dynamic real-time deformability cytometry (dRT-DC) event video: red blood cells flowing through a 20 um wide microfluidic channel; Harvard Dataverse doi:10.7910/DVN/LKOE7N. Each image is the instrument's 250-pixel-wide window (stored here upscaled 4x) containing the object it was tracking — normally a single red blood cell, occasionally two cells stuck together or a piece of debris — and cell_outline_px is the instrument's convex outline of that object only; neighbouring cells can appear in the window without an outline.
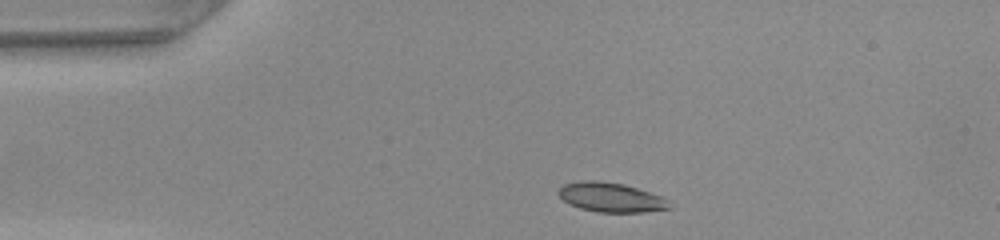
{"species": "common noctule bat (a hibernating species)", "species_latin": "Nyctalus noctula", "temperature_condition": "warm", "stored_images_in_passage": 31, "camera_frame_rate_fps": 3000, "um_per_image_px": 0.085, "animal": {"sex": "female", "body_mass_g": 22.0, "forearm_length_mm": 56.7}, "frame": {"image": 1, "passage_image": 1, "time_ms": 0.0, "image_size_px": [1000, 240], "cell_outline_px": [[672, 208], [644, 212], [596, 212], [580, 208], [564, 200], [556, 192], [564, 184], [584, 180], [600, 180], [624, 184], [660, 196], [668, 200]], "centroid_in_image_um": [51.93, 16.77], "position_along_channel_um": 33.1, "area_um2": 18.9}}
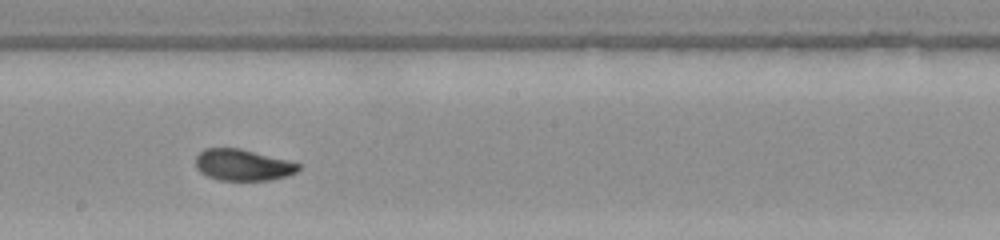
{"frame": {"image": 2, "passage_image": 18, "time_ms": 5.667, "image_size_px": [1000, 240], "cell_outline_px": [[300, 168], [296, 172], [288, 176], [272, 180], [220, 180], [208, 176], [200, 172], [196, 168], [196, 156], [204, 148], [240, 148], [288, 160], [300, 164]], "centroid_in_image_um": [20.64, 14.02], "position_along_channel_um": 227.6, "area_um2": 18.84}}
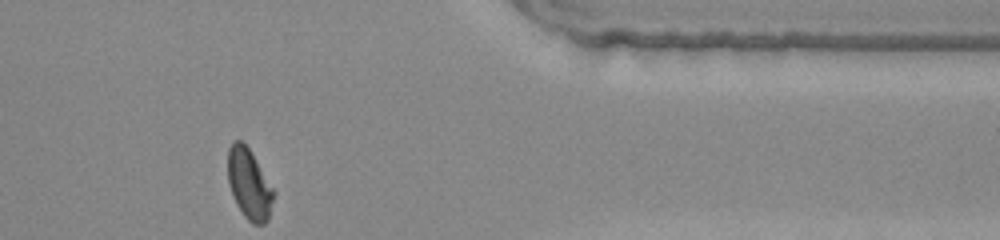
{"frame": {"image": 3, "passage_image": 31, "time_ms": 10.0, "image_size_px": [1000, 240], "cell_outline_px": [[276, 192], [268, 220], [264, 224], [252, 224], [244, 216], [236, 204], [228, 180], [228, 148], [232, 140], [240, 140], [248, 148]], "centroid_in_image_um": [21.19, 15.66], "position_along_channel_um": 390.2, "area_um2": 18.73}, "authors_computed_cell_mechanics": {"area_um2": 19.0162, "velocity_mm_per_s": 4.2521, "shape_relaxation_time_tau1_ms": 3.585, "shape_relaxation_time_tau2_ms": 1.7879, "deformation_change_tau1": 0.1394, "deformation_change_tau2": 0.0661}}